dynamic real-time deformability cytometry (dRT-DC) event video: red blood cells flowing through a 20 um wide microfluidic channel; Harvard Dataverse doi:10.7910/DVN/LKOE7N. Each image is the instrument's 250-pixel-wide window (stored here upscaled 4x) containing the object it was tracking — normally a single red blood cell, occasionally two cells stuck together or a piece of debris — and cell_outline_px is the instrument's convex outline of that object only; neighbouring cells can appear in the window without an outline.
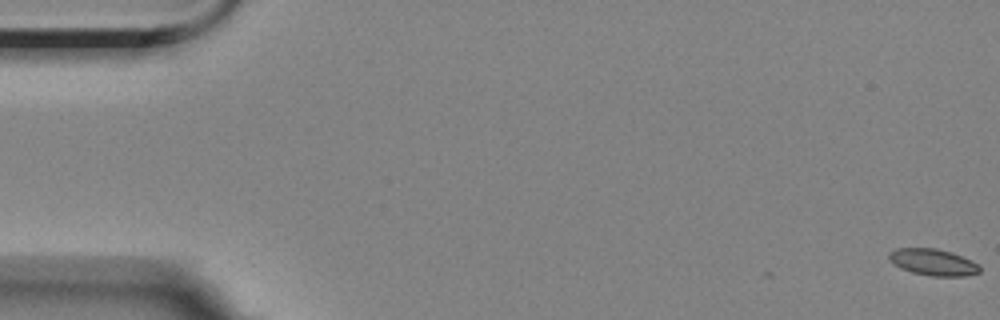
{"species": "Egyptian fruit bat (a non-hibernating species)", "species_latin": "Rousettus aegyptiacus", "temperature_condition": "room temperature", "stored_images_in_passage": 5, "camera_frame_rate_fps": 3000, "um_per_image_px": 0.085, "animal": {"sex": "female"}, "frame": {"image": 1, "passage_image": 1, "time_ms": 0.0, "image_size_px": [1000, 320], "cell_outline_px": [[980, 272], [968, 276], [932, 276], [912, 272], [900, 268], [888, 256], [888, 252], [896, 248], [936, 248], [952, 252], [972, 260], [980, 264]], "centroid_in_image_um": [79.36, 22.28], "position_along_channel_um": 5.6, "area_um2": 14.1}}